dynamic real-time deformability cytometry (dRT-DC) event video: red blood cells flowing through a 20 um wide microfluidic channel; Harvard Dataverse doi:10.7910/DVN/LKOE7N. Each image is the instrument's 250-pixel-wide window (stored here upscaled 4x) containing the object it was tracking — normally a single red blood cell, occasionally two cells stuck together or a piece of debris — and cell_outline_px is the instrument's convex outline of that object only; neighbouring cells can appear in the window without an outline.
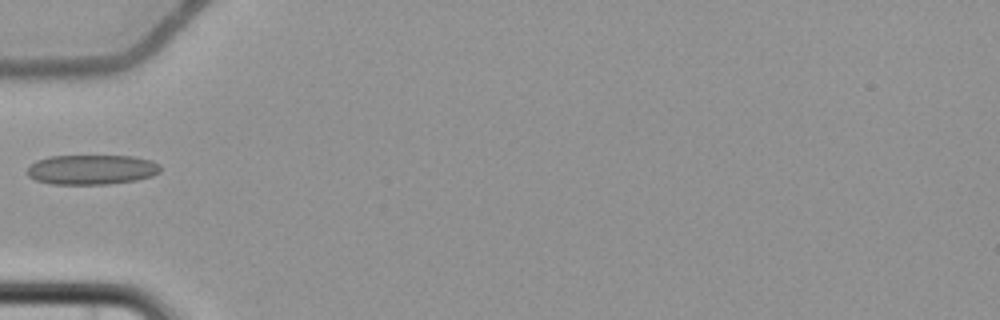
{"species": "common noctule bat (a hibernating species)", "species_latin": "Nyctalus noctula", "temperature_condition": "cold", "stored_images_in_passage": 1, "camera_frame_rate_fps": 3000, "um_per_image_px": 0.085, "animal": {"sex": "female", "body_mass_g": 22.7, "forearm_length_mm": 54.2}, "frame": {"image": 1, "passage_image": 1, "time_ms": 0.0, "image_size_px": [1000, 320], "cell_outline_px": [[160, 172], [152, 176], [136, 180], [108, 184], [52, 184], [36, 180], [28, 176], [28, 168], [36, 160], [48, 156], [132, 156], [152, 160], [160, 164]], "centroid_in_image_um": [7.81, 14.41], "position_along_channel_um": 77.2, "area_um2": 23.18}}